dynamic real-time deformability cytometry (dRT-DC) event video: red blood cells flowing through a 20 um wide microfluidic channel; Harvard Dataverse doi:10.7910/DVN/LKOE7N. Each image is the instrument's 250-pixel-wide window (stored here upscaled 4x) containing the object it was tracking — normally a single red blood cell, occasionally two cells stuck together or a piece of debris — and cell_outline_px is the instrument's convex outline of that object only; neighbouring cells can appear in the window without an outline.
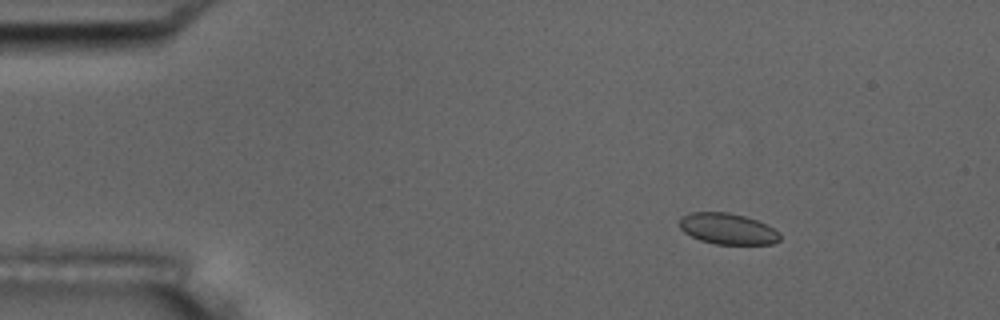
{"species": "common noctule bat (a hibernating species)", "species_latin": "Nyctalus noctula", "temperature_condition": "room temperature", "stored_images_in_passage": 5, "camera_frame_rate_fps": 3000, "um_per_image_px": 0.085, "animal": {"sex": "male", "body_mass_g": 17.5, "forearm_length_mm": 52.3}, "frame": {"image": 1, "passage_image": 3, "time_ms": 2.333, "image_size_px": [1000, 320], "cell_outline_px": [[780, 240], [772, 244], [716, 244], [700, 240], [684, 232], [680, 228], [680, 216], [688, 212], [728, 212], [744, 216], [756, 220], [780, 232]], "centroid_in_image_um": [61.83, 19.44], "position_along_channel_um": 23.2, "area_um2": 18.15}}